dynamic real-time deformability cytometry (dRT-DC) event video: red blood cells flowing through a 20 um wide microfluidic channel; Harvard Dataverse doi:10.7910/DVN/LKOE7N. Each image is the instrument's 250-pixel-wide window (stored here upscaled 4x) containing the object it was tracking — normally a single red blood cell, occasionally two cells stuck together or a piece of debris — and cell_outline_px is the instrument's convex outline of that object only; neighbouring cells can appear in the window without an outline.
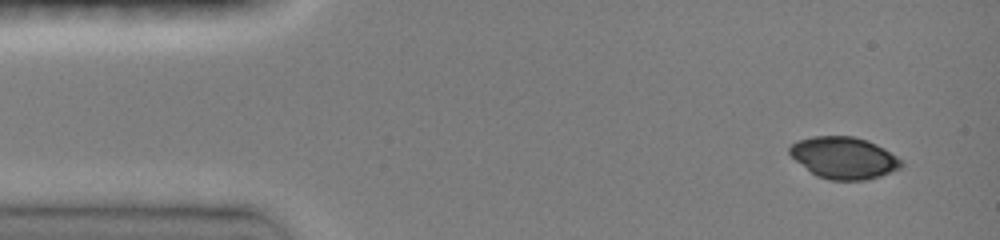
{"species": "common noctule bat (a hibernating species)", "species_latin": "Nyctalus noctula", "temperature_condition": "room temperature", "stored_images_in_passage": 5, "camera_frame_rate_fps": 3000, "um_per_image_px": 0.085, "animal": {"sex": "female", "body_mass_g": 19.0, "forearm_length_mm": 51.5}, "frame": {"image": 1, "passage_image": 1, "time_ms": 0.0, "image_size_px": [1000, 240], "cell_outline_px": [[904, 164], [900, 168], [880, 176], [864, 180], [832, 180], [816, 176], [796, 160], [788, 152], [788, 148], [796, 140], [812, 136], [852, 136], [868, 140], [884, 148], [896, 156]], "centroid_in_image_um": [71.72, 13.4], "position_along_channel_um": 13.3, "area_um2": 27.11}}